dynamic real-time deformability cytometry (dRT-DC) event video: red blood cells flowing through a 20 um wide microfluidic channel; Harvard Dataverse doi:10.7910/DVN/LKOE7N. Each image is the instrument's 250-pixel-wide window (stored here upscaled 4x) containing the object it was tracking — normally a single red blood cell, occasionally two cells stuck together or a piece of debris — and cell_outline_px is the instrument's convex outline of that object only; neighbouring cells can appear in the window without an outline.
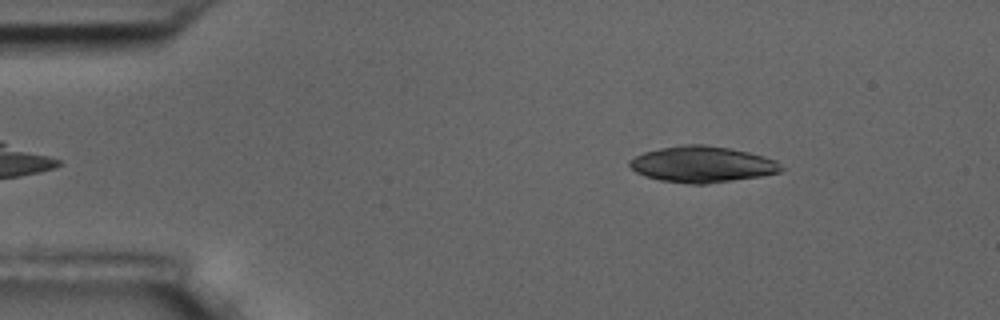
{"species": "common noctule bat (a hibernating species)", "species_latin": "Nyctalus noctula", "temperature_condition": "room temperature", "stored_images_in_passage": 3, "camera_frame_rate_fps": 3000, "um_per_image_px": 0.085, "animal": {"sex": "male", "body_mass_g": 17.5, "forearm_length_mm": 52.3}, "frame": {"image": 1, "passage_image": 1, "time_ms": 0.0, "image_size_px": [1000, 320], "cell_outline_px": [[784, 168], [780, 172], [760, 176], [704, 184], [692, 184], [660, 180], [644, 176], [636, 172], [628, 164], [628, 160], [644, 152], [660, 148], [684, 144], [704, 144], [728, 148], [748, 152], [764, 156], [776, 160]], "centroid_in_image_um": [59.67, 13.96], "position_along_channel_um": 25.3, "area_um2": 31.79}}